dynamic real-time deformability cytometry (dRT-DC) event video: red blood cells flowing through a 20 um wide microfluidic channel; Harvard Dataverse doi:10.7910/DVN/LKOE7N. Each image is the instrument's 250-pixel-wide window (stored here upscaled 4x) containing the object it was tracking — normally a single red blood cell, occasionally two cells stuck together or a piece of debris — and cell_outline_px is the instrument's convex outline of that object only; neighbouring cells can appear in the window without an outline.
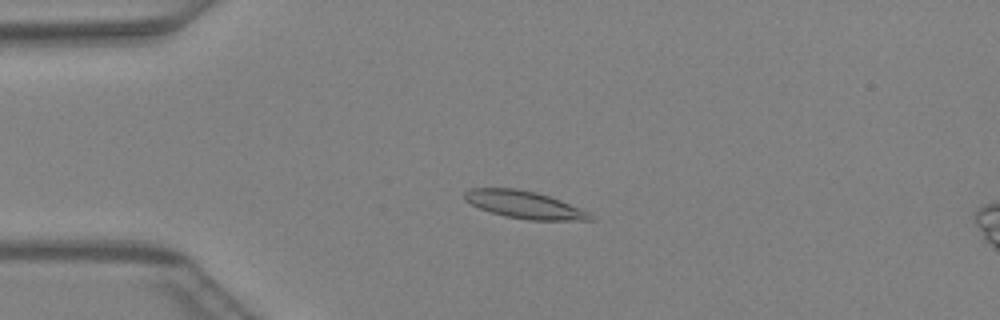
{"species": "Egyptian fruit bat (a non-hibernating species)", "species_latin": "Rousettus aegyptiacus", "temperature_condition": "warm", "stored_images_in_passage": 47, "camera_frame_rate_fps": 3000, "um_per_image_px": 0.085, "animal": {"sex": "female"}, "frame": {"image": 1, "passage_image": 12, "time_ms": 3.667, "image_size_px": [1000, 320], "cell_outline_px": [[596, 220], [528, 220], [504, 216], [480, 208], [464, 200], [464, 192], [472, 188], [516, 188], [536, 192], [560, 200], [580, 208], [596, 216]], "centroid_in_image_um": [44.6, 17.4], "position_along_channel_um": 40.4, "area_um2": 20.06}}
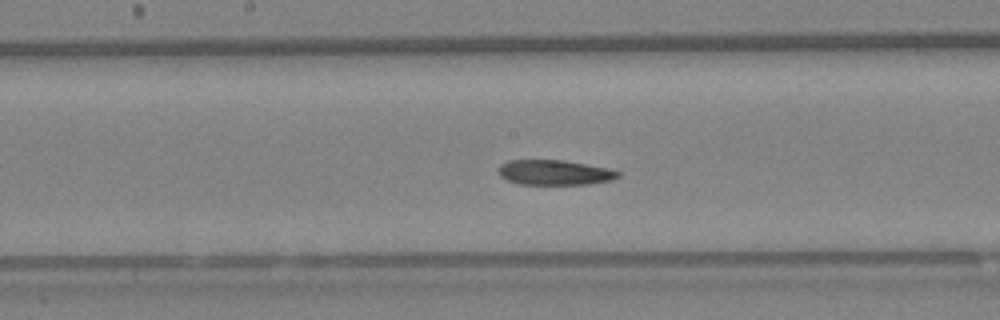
{"frame": {"image": 2, "passage_image": 25, "time_ms": 8.0, "image_size_px": [1000, 320], "cell_outline_px": [[620, 176], [612, 180], [588, 184], [520, 184], [508, 180], [500, 176], [496, 172], [496, 168], [500, 164], [508, 160], [564, 160], [608, 168], [620, 172]], "centroid_in_image_um": [47.1, 14.65], "position_along_channel_um": 201.1, "area_um2": 17.57}}
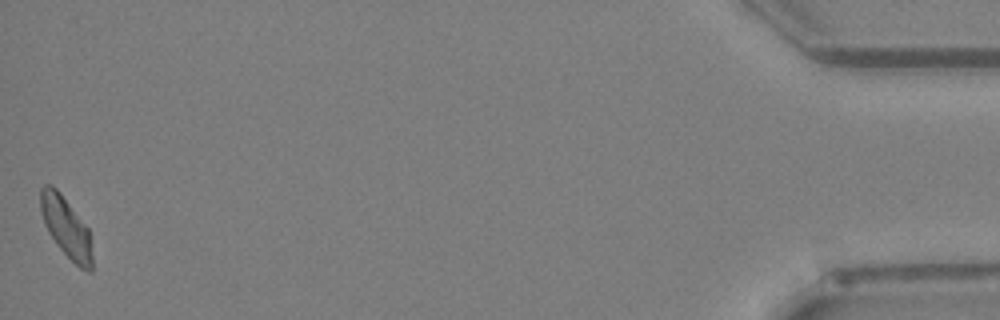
{"frame": {"image": 3, "passage_image": 47, "time_ms": 15.333, "image_size_px": [1000, 320], "cell_outline_px": [[92, 272], [88, 272], [80, 268], [60, 248], [48, 232], [44, 224], [40, 212], [40, 188], [44, 184], [52, 184], [60, 192], [88, 228], [92, 256]], "centroid_in_image_um": [5.59, 19.29], "position_along_channel_um": 429.6, "area_um2": 18.09}}